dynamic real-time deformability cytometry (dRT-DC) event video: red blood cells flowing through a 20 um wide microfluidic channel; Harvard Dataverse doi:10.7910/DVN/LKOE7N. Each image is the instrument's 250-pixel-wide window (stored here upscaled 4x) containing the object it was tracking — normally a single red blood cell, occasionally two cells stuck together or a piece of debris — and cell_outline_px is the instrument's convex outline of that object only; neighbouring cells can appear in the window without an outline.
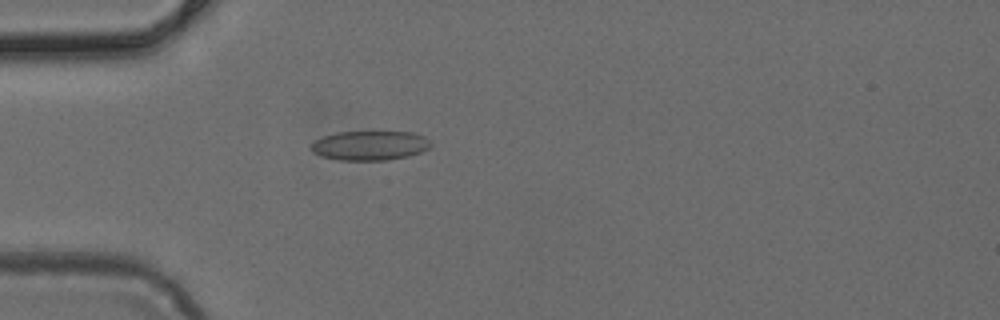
{"species": "common noctule bat (a hibernating species)", "species_latin": "Nyctalus noctula", "temperature_condition": "cold", "stored_images_in_passage": 1, "camera_frame_rate_fps": 3000, "um_per_image_px": 0.085, "animal": {"sex": "female", "body_mass_g": 24.6, "forearm_length_mm": 56.2}, "frame": {"image": 1, "passage_image": 1, "time_ms": 0.0, "image_size_px": [1000, 320], "cell_outline_px": [[432, 144], [428, 148], [420, 152], [408, 156], [388, 160], [340, 160], [320, 156], [312, 152], [312, 144], [316, 140], [324, 136], [336, 132], [412, 132], [424, 136]], "centroid_in_image_um": [31.44, 12.37], "position_along_channel_um": 53.6, "area_um2": 20.4}}